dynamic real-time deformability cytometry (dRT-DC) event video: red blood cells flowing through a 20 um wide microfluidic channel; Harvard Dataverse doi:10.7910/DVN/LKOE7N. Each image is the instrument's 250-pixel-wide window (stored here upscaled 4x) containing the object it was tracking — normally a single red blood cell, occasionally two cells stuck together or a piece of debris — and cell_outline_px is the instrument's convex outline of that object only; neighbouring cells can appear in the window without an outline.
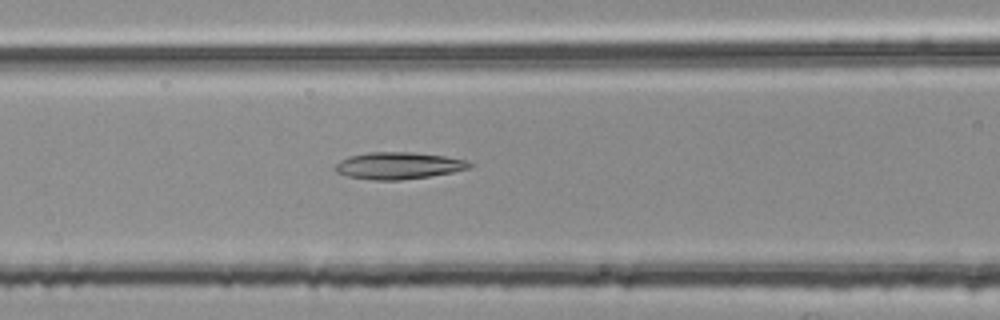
{"species": "common noctule bat (a hibernating species)", "species_latin": "Nyctalus noctula", "temperature_condition": "room temperature", "stored_images_in_passage": 48, "camera_frame_rate_fps": 3000, "um_per_image_px": 0.085, "animal": {"sex": "female", "body_mass_g": 25.1}, "frame": {"image": 1, "passage_image": 17, "time_ms": 5.333, "image_size_px": [1000, 320], "cell_outline_px": [[476, 164], [468, 168], [452, 172], [428, 176], [400, 180], [372, 180], [348, 176], [336, 172], [336, 164], [340, 160], [352, 156], [368, 152], [412, 152], [444, 156], [468, 160]], "centroid_in_image_um": [33.9, 14.07], "position_along_channel_um": 132.7, "area_um2": 20.92}}
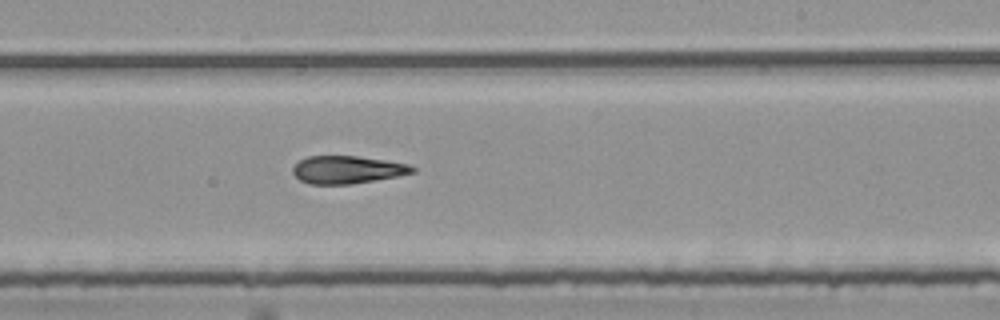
{"frame": {"image": 2, "passage_image": 27, "time_ms": 8.667, "image_size_px": [1000, 320], "cell_outline_px": [[416, 172], [396, 176], [352, 184], [308, 184], [300, 180], [292, 172], [292, 168], [300, 160], [308, 156], [356, 156], [384, 160], [408, 164], [416, 168]], "centroid_in_image_um": [29.51, 14.42], "position_along_channel_um": 259.5, "area_um2": 19.19}}
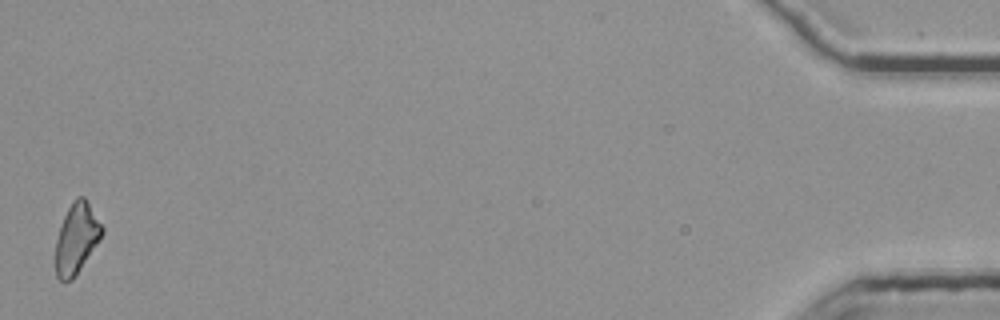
{"frame": {"image": 3, "passage_image": 48, "time_ms": 15.667, "image_size_px": [1000, 320], "cell_outline_px": [[104, 232], [100, 240], [72, 280], [60, 280], [56, 276], [52, 260], [56, 240], [64, 216], [72, 200], [76, 196], [84, 196], [104, 228]], "centroid_in_image_um": [6.47, 20.29], "position_along_channel_um": 428.7, "area_um2": 19.36}, "authors_computed_cell_mechanics": {"area_um2": 19.9699, "velocity_mm_per_s": 3.8122, "shape_relaxation_time_tau1_ms": null, "shape_relaxation_time_tau2_ms": 5.5673, "deformation_change_tau1": null, "deformation_change_tau2": 0.1792}}